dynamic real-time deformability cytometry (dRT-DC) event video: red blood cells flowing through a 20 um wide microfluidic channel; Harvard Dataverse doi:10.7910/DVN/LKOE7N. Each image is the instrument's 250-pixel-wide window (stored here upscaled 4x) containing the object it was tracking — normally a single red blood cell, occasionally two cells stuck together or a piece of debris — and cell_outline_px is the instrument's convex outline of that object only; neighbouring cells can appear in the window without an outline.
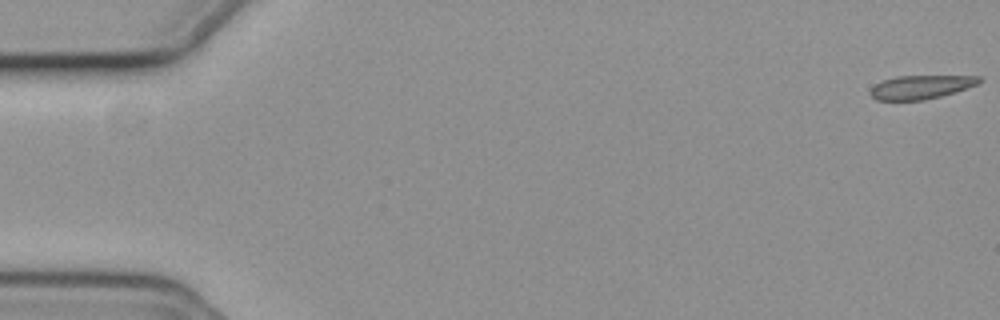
{"species": "common noctule bat (a hibernating species)", "species_latin": "Nyctalus noctula", "temperature_condition": "cold", "stored_images_in_passage": 56, "camera_frame_rate_fps": 3000, "um_per_image_px": 0.085, "animal": {"sex": "female", "body_mass_g": 19.3, "forearm_length_mm": 54.1}, "frame": {"image": 1, "passage_image": 1, "time_ms": 0.0, "image_size_px": [1000, 320], "cell_outline_px": [[984, 80], [976, 84], [940, 96], [924, 100], [876, 100], [868, 92], [876, 84], [884, 80], [896, 76], [980, 76]], "centroid_in_image_um": [78.24, 7.39], "position_along_channel_um": 6.8, "area_um2": 14.74}}
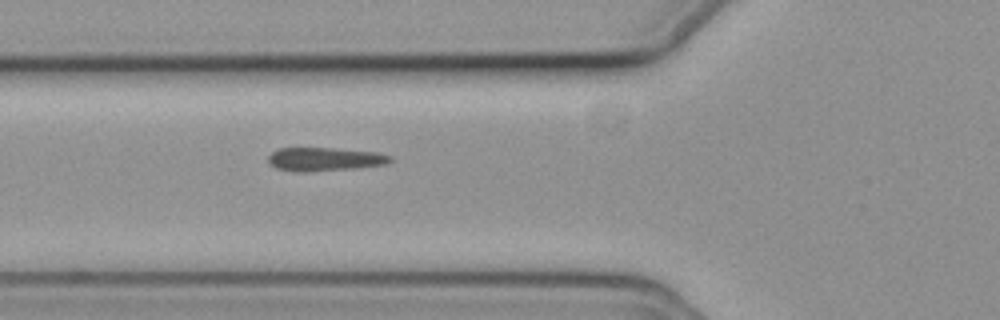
{"frame": {"image": 2, "passage_image": 21, "time_ms": 6.667, "image_size_px": [1000, 320], "cell_outline_px": [[392, 160], [388, 164], [356, 168], [304, 172], [296, 172], [276, 168], [268, 160], [268, 156], [272, 152], [280, 148], [332, 148], [376, 152], [392, 156]], "centroid_in_image_um": [27.62, 13.53], "position_along_channel_um": 98.2, "area_um2": 16.7}}
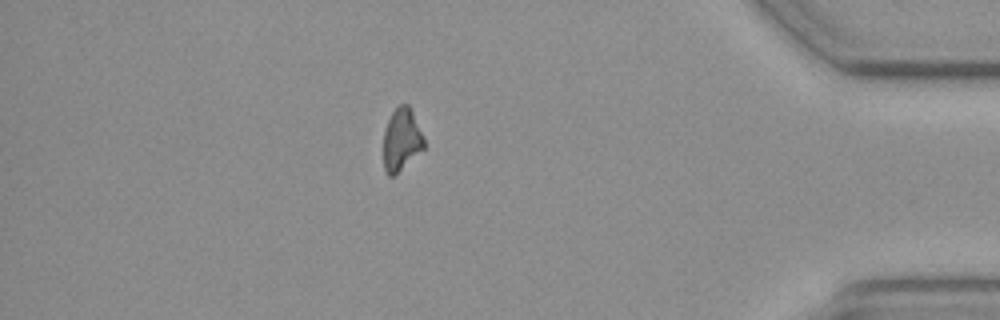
{"frame": {"image": 3, "passage_image": 49, "time_ms": 16.0, "image_size_px": [1000, 320], "cell_outline_px": [[424, 148], [392, 176], [388, 176], [384, 168], [384, 132], [388, 120], [392, 112], [400, 104], [408, 104], [412, 112], [424, 140]], "centroid_in_image_um": [34.11, 11.85], "position_along_channel_um": 401.1, "area_um2": 14.22}, "authors_computed_cell_mechanics": {"area_um2": 16.3574, "velocity_mm_per_s": 3.7087, "shape_relaxation_time_tau1_ms": 4.9087, "shape_relaxation_time_tau2_ms": 6.6732, "deformation_change_tau1": 0.1174, "deformation_change_tau2": 0.0866}}